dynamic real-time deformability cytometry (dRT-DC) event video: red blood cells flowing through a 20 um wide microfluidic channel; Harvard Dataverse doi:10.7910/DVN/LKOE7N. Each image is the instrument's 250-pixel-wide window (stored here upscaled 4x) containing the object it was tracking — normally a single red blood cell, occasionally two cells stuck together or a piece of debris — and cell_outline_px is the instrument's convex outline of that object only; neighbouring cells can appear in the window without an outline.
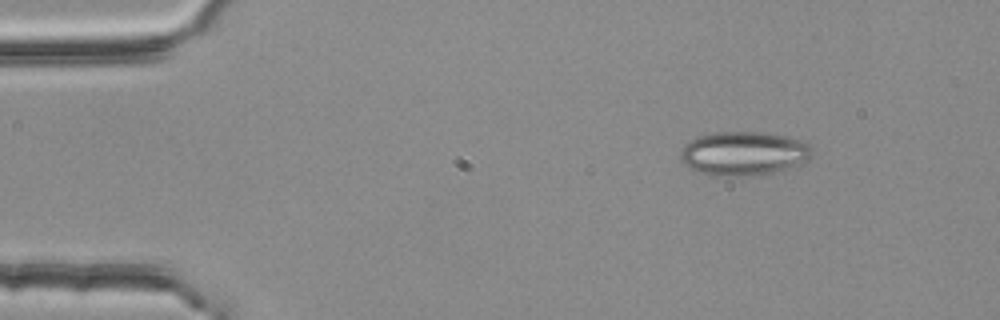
{"species": "common noctule bat (a hibernating species)", "species_latin": "Nyctalus noctula", "temperature_condition": "room temperature", "stored_images_in_passage": 3, "camera_frame_rate_fps": 3000, "um_per_image_px": 0.085, "animal": {"sex": "female", "body_mass_g": 25.1}, "frame": {"image": 1, "passage_image": 1, "time_ms": 0.0, "image_size_px": [1000, 320], "cell_outline_px": [[812, 156], [796, 168], [752, 176], [708, 176], [688, 168], [684, 164], [680, 156], [680, 152], [684, 144], [700, 136], [716, 132], [760, 132], [784, 136], [800, 140], [812, 144]], "centroid_in_image_um": [63.24, 13.07], "position_along_channel_um": 21.8, "area_um2": 34.22}}